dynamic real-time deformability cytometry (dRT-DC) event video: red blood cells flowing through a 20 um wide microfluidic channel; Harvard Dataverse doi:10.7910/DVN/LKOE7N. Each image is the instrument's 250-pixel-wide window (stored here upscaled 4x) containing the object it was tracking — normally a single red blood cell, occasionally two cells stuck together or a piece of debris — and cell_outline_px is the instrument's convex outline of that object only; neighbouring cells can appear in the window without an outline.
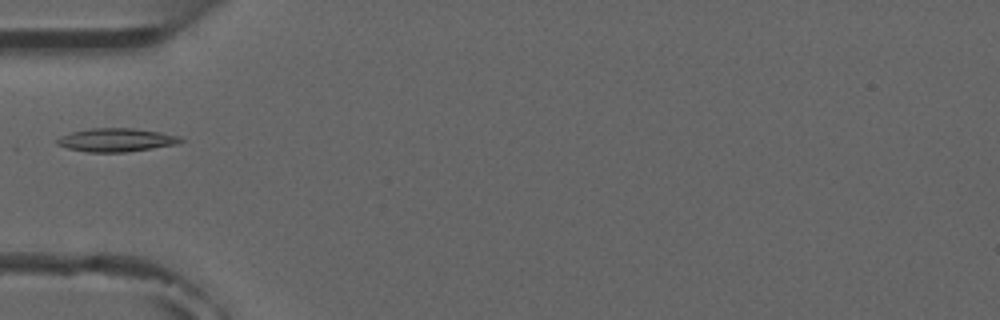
{"species": "common noctule bat (a hibernating species)", "species_latin": "Nyctalus noctula", "temperature_condition": "room temperature", "stored_images_in_passage": 4, "camera_frame_rate_fps": 3000, "um_per_image_px": 0.085, "animal": {"sex": "male", "forearm_length_mm": 52.5}, "frame": {"image": 1, "passage_image": 2, "time_ms": 1.333, "image_size_px": [1000, 320], "cell_outline_px": [[184, 140], [180, 144], [124, 152], [88, 152], [68, 148], [56, 144], [56, 140], [60, 136], [72, 132], [92, 128], [132, 128], [160, 132], [180, 136]], "centroid_in_image_um": [9.91, 11.89], "position_along_channel_um": 75.1, "area_um2": 16.82}}
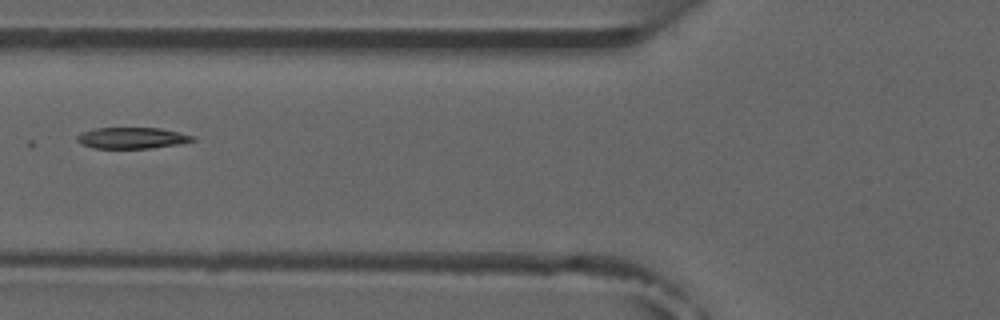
{"frame": {"image": 2, "passage_image": 3, "time_ms": 2.333, "image_size_px": [1000, 320], "cell_outline_px": [[196, 140], [180, 144], [148, 148], [96, 148], [80, 144], [76, 140], [76, 136], [84, 132], [96, 128], [160, 128], [196, 136]], "centroid_in_image_um": [11.25, 11.73], "position_along_channel_um": 114.6, "area_um2": 14.22}}
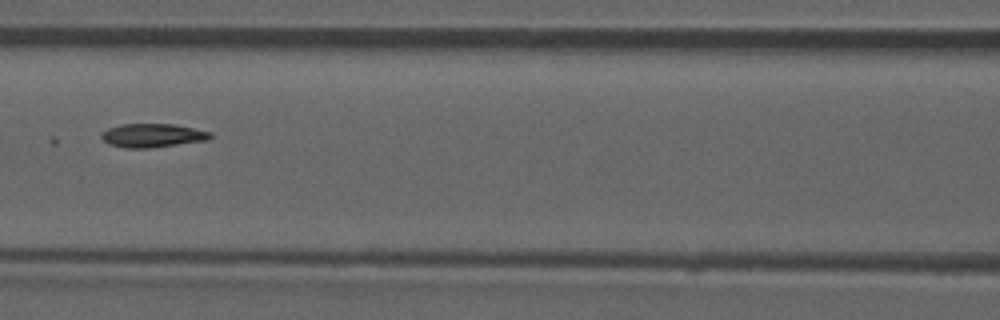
{"frame": {"image": 3, "passage_image": 4, "time_ms": 3.333, "image_size_px": [1000, 320], "cell_outline_px": [[212, 136], [208, 140], [148, 148], [124, 148], [108, 144], [100, 136], [100, 132], [108, 128], [120, 124], [172, 124], [212, 132]], "centroid_in_image_um": [12.92, 11.51], "position_along_channel_um": 153.7, "area_um2": 15.03}}